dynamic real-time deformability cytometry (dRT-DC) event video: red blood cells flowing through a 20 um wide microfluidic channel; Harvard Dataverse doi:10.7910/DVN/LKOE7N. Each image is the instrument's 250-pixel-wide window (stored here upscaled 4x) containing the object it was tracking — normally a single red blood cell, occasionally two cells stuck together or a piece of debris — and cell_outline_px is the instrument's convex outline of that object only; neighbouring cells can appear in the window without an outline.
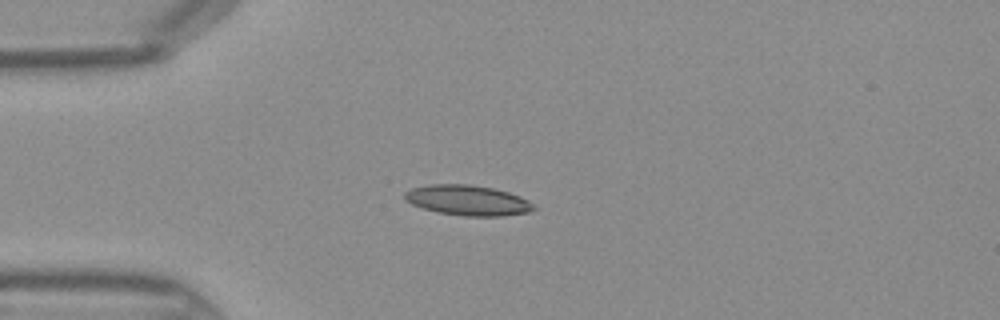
{"species": "Egyptian fruit bat (a non-hibernating species)", "species_latin": "Rousettus aegyptiacus", "temperature_condition": "warm", "stored_images_in_passage": 34, "camera_frame_rate_fps": 3000, "um_per_image_px": 0.085, "frame": {"image": 1, "passage_image": 1, "time_ms": 0.0, "image_size_px": [1000, 320], "cell_outline_px": [[536, 208], [528, 212], [504, 216], [464, 216], [436, 212], [412, 204], [404, 196], [404, 192], [412, 188], [428, 184], [468, 184], [492, 188], [508, 192], [520, 196], [528, 200]], "centroid_in_image_um": [39.76, 17.02], "position_along_channel_um": 45.2, "area_um2": 22.66}}
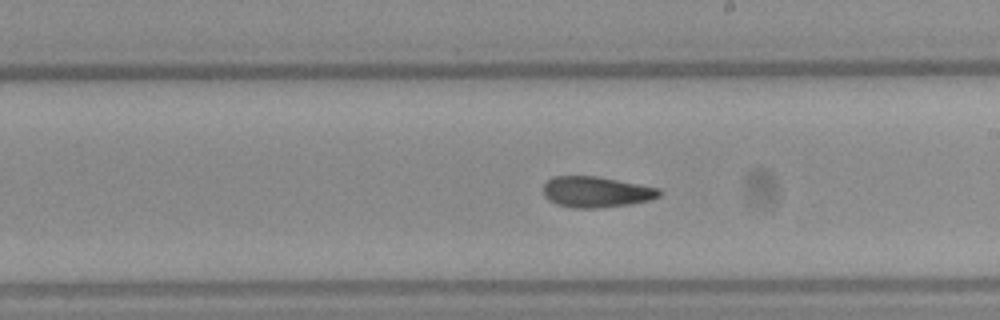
{"frame": {"image": 2, "passage_image": 15, "time_ms": 4.667, "image_size_px": [1000, 320], "cell_outline_px": [[664, 192], [660, 196], [652, 200], [628, 204], [596, 208], [576, 208], [556, 204], [548, 200], [544, 196], [544, 184], [552, 176], [596, 176], [660, 188]], "centroid_in_image_um": [50.7, 16.31], "position_along_channel_um": 238.3, "area_um2": 20.92}}
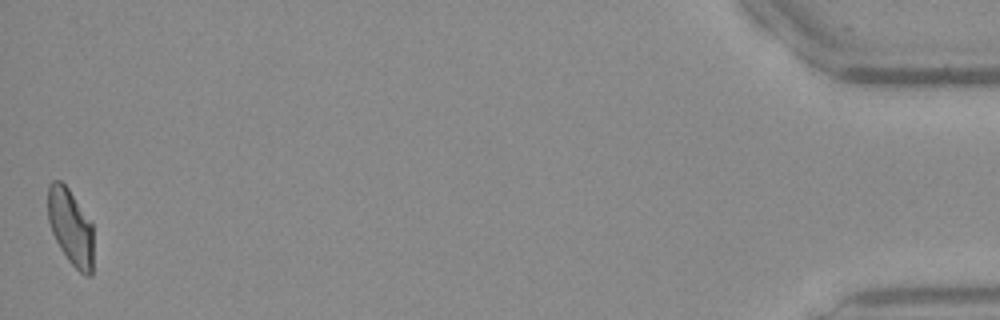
{"frame": {"image": 3, "passage_image": 34, "time_ms": 11.0, "image_size_px": [1000, 320], "cell_outline_px": [[92, 276], [84, 276], [68, 260], [60, 248], [52, 232], [48, 220], [48, 184], [52, 180], [60, 180], [68, 188], [92, 224]], "centroid_in_image_um": [5.99, 19.3], "position_along_channel_um": 429.2, "area_um2": 20.0}}